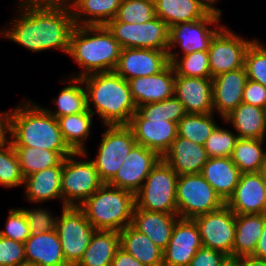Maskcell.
<instances>
[{"label": "cell", "instance_id": "55", "mask_svg": "<svg viewBox=\"0 0 266 266\" xmlns=\"http://www.w3.org/2000/svg\"><path fill=\"white\" fill-rule=\"evenodd\" d=\"M207 8L210 12H215L218 14H222V10L217 8L215 4H217V2H219V0H200Z\"/></svg>", "mask_w": 266, "mask_h": 266}, {"label": "cell", "instance_id": "32", "mask_svg": "<svg viewBox=\"0 0 266 266\" xmlns=\"http://www.w3.org/2000/svg\"><path fill=\"white\" fill-rule=\"evenodd\" d=\"M155 15L169 27L206 17L210 11L200 0H154Z\"/></svg>", "mask_w": 266, "mask_h": 266}, {"label": "cell", "instance_id": "2", "mask_svg": "<svg viewBox=\"0 0 266 266\" xmlns=\"http://www.w3.org/2000/svg\"><path fill=\"white\" fill-rule=\"evenodd\" d=\"M87 94V108L104 126L129 125L137 107L128 81L112 72L93 73L81 78Z\"/></svg>", "mask_w": 266, "mask_h": 266}, {"label": "cell", "instance_id": "59", "mask_svg": "<svg viewBox=\"0 0 266 266\" xmlns=\"http://www.w3.org/2000/svg\"><path fill=\"white\" fill-rule=\"evenodd\" d=\"M264 118H265V127H266V107L264 108Z\"/></svg>", "mask_w": 266, "mask_h": 266}, {"label": "cell", "instance_id": "37", "mask_svg": "<svg viewBox=\"0 0 266 266\" xmlns=\"http://www.w3.org/2000/svg\"><path fill=\"white\" fill-rule=\"evenodd\" d=\"M263 143L264 139L238 138L230 158L242 173L258 172L266 156Z\"/></svg>", "mask_w": 266, "mask_h": 266}, {"label": "cell", "instance_id": "45", "mask_svg": "<svg viewBox=\"0 0 266 266\" xmlns=\"http://www.w3.org/2000/svg\"><path fill=\"white\" fill-rule=\"evenodd\" d=\"M26 215L31 234L45 233L55 230L56 216L49 209L42 207L28 209L21 208Z\"/></svg>", "mask_w": 266, "mask_h": 266}, {"label": "cell", "instance_id": "1", "mask_svg": "<svg viewBox=\"0 0 266 266\" xmlns=\"http://www.w3.org/2000/svg\"><path fill=\"white\" fill-rule=\"evenodd\" d=\"M18 5V12L1 37L32 52L56 49L68 55L70 37L75 28L69 6L45 5L28 1Z\"/></svg>", "mask_w": 266, "mask_h": 266}, {"label": "cell", "instance_id": "14", "mask_svg": "<svg viewBox=\"0 0 266 266\" xmlns=\"http://www.w3.org/2000/svg\"><path fill=\"white\" fill-rule=\"evenodd\" d=\"M226 26L216 33L208 49L212 78L244 67L246 50L255 40L245 39Z\"/></svg>", "mask_w": 266, "mask_h": 266}, {"label": "cell", "instance_id": "53", "mask_svg": "<svg viewBox=\"0 0 266 266\" xmlns=\"http://www.w3.org/2000/svg\"><path fill=\"white\" fill-rule=\"evenodd\" d=\"M220 266H241V257L234 255H226Z\"/></svg>", "mask_w": 266, "mask_h": 266}, {"label": "cell", "instance_id": "5", "mask_svg": "<svg viewBox=\"0 0 266 266\" xmlns=\"http://www.w3.org/2000/svg\"><path fill=\"white\" fill-rule=\"evenodd\" d=\"M10 141L13 147L72 151L62 138L57 119L30 99L12 109Z\"/></svg>", "mask_w": 266, "mask_h": 266}, {"label": "cell", "instance_id": "50", "mask_svg": "<svg viewBox=\"0 0 266 266\" xmlns=\"http://www.w3.org/2000/svg\"><path fill=\"white\" fill-rule=\"evenodd\" d=\"M111 266H144L123 248H119L111 262Z\"/></svg>", "mask_w": 266, "mask_h": 266}, {"label": "cell", "instance_id": "28", "mask_svg": "<svg viewBox=\"0 0 266 266\" xmlns=\"http://www.w3.org/2000/svg\"><path fill=\"white\" fill-rule=\"evenodd\" d=\"M122 0H74L70 5L75 26L106 25L115 19Z\"/></svg>", "mask_w": 266, "mask_h": 266}, {"label": "cell", "instance_id": "12", "mask_svg": "<svg viewBox=\"0 0 266 266\" xmlns=\"http://www.w3.org/2000/svg\"><path fill=\"white\" fill-rule=\"evenodd\" d=\"M55 230L59 236L64 259L76 266L83 257L91 237L96 231L84 212L75 206H66L56 218Z\"/></svg>", "mask_w": 266, "mask_h": 266}, {"label": "cell", "instance_id": "11", "mask_svg": "<svg viewBox=\"0 0 266 266\" xmlns=\"http://www.w3.org/2000/svg\"><path fill=\"white\" fill-rule=\"evenodd\" d=\"M96 158L91 159L103 183H109L137 144L128 125L104 126Z\"/></svg>", "mask_w": 266, "mask_h": 266}, {"label": "cell", "instance_id": "27", "mask_svg": "<svg viewBox=\"0 0 266 266\" xmlns=\"http://www.w3.org/2000/svg\"><path fill=\"white\" fill-rule=\"evenodd\" d=\"M226 203L234 193L242 172L230 157L209 158L200 173Z\"/></svg>", "mask_w": 266, "mask_h": 266}, {"label": "cell", "instance_id": "40", "mask_svg": "<svg viewBox=\"0 0 266 266\" xmlns=\"http://www.w3.org/2000/svg\"><path fill=\"white\" fill-rule=\"evenodd\" d=\"M171 65L175 70V75L196 78H212L208 51H196L188 55L176 57Z\"/></svg>", "mask_w": 266, "mask_h": 266}, {"label": "cell", "instance_id": "9", "mask_svg": "<svg viewBox=\"0 0 266 266\" xmlns=\"http://www.w3.org/2000/svg\"><path fill=\"white\" fill-rule=\"evenodd\" d=\"M220 21L221 14L210 12L199 20L178 23L169 27V63L181 55H188L196 51H208L212 39L224 26ZM175 46L182 49L179 51L181 53L174 50Z\"/></svg>", "mask_w": 266, "mask_h": 266}, {"label": "cell", "instance_id": "35", "mask_svg": "<svg viewBox=\"0 0 266 266\" xmlns=\"http://www.w3.org/2000/svg\"><path fill=\"white\" fill-rule=\"evenodd\" d=\"M93 114L86 112L65 115L57 119L62 138L73 152H84L87 148L85 141L91 133Z\"/></svg>", "mask_w": 266, "mask_h": 266}, {"label": "cell", "instance_id": "47", "mask_svg": "<svg viewBox=\"0 0 266 266\" xmlns=\"http://www.w3.org/2000/svg\"><path fill=\"white\" fill-rule=\"evenodd\" d=\"M242 102L264 109L266 107V87L248 79L243 91Z\"/></svg>", "mask_w": 266, "mask_h": 266}, {"label": "cell", "instance_id": "36", "mask_svg": "<svg viewBox=\"0 0 266 266\" xmlns=\"http://www.w3.org/2000/svg\"><path fill=\"white\" fill-rule=\"evenodd\" d=\"M24 177L57 166L73 151H52L41 148L14 147Z\"/></svg>", "mask_w": 266, "mask_h": 266}, {"label": "cell", "instance_id": "48", "mask_svg": "<svg viewBox=\"0 0 266 266\" xmlns=\"http://www.w3.org/2000/svg\"><path fill=\"white\" fill-rule=\"evenodd\" d=\"M226 255L207 247H200L188 266H220Z\"/></svg>", "mask_w": 266, "mask_h": 266}, {"label": "cell", "instance_id": "46", "mask_svg": "<svg viewBox=\"0 0 266 266\" xmlns=\"http://www.w3.org/2000/svg\"><path fill=\"white\" fill-rule=\"evenodd\" d=\"M25 262L24 243L0 236V266H22Z\"/></svg>", "mask_w": 266, "mask_h": 266}, {"label": "cell", "instance_id": "57", "mask_svg": "<svg viewBox=\"0 0 266 266\" xmlns=\"http://www.w3.org/2000/svg\"><path fill=\"white\" fill-rule=\"evenodd\" d=\"M22 266H41V265L34 264V263H29V262H25Z\"/></svg>", "mask_w": 266, "mask_h": 266}, {"label": "cell", "instance_id": "10", "mask_svg": "<svg viewBox=\"0 0 266 266\" xmlns=\"http://www.w3.org/2000/svg\"><path fill=\"white\" fill-rule=\"evenodd\" d=\"M176 203L178 216L183 219H194L225 205L200 173L178 176Z\"/></svg>", "mask_w": 266, "mask_h": 266}, {"label": "cell", "instance_id": "39", "mask_svg": "<svg viewBox=\"0 0 266 266\" xmlns=\"http://www.w3.org/2000/svg\"><path fill=\"white\" fill-rule=\"evenodd\" d=\"M24 176L19 159L11 143L0 147V186L15 188L23 186Z\"/></svg>", "mask_w": 266, "mask_h": 266}, {"label": "cell", "instance_id": "43", "mask_svg": "<svg viewBox=\"0 0 266 266\" xmlns=\"http://www.w3.org/2000/svg\"><path fill=\"white\" fill-rule=\"evenodd\" d=\"M244 68L248 79L266 87V50L256 40L246 50Z\"/></svg>", "mask_w": 266, "mask_h": 266}, {"label": "cell", "instance_id": "18", "mask_svg": "<svg viewBox=\"0 0 266 266\" xmlns=\"http://www.w3.org/2000/svg\"><path fill=\"white\" fill-rule=\"evenodd\" d=\"M169 64L168 50L122 48L114 72L126 81L161 72Z\"/></svg>", "mask_w": 266, "mask_h": 266}, {"label": "cell", "instance_id": "31", "mask_svg": "<svg viewBox=\"0 0 266 266\" xmlns=\"http://www.w3.org/2000/svg\"><path fill=\"white\" fill-rule=\"evenodd\" d=\"M120 247L144 266H163V250L131 224L120 231Z\"/></svg>", "mask_w": 266, "mask_h": 266}, {"label": "cell", "instance_id": "4", "mask_svg": "<svg viewBox=\"0 0 266 266\" xmlns=\"http://www.w3.org/2000/svg\"><path fill=\"white\" fill-rule=\"evenodd\" d=\"M122 47L105 25L75 26L68 56L81 68L69 75L82 78L93 73L114 71Z\"/></svg>", "mask_w": 266, "mask_h": 266}, {"label": "cell", "instance_id": "29", "mask_svg": "<svg viewBox=\"0 0 266 266\" xmlns=\"http://www.w3.org/2000/svg\"><path fill=\"white\" fill-rule=\"evenodd\" d=\"M224 123L231 124L238 138L266 139L264 109L242 102L227 117Z\"/></svg>", "mask_w": 266, "mask_h": 266}, {"label": "cell", "instance_id": "7", "mask_svg": "<svg viewBox=\"0 0 266 266\" xmlns=\"http://www.w3.org/2000/svg\"><path fill=\"white\" fill-rule=\"evenodd\" d=\"M178 174L161 158L135 193V208L151 212L177 213Z\"/></svg>", "mask_w": 266, "mask_h": 266}, {"label": "cell", "instance_id": "17", "mask_svg": "<svg viewBox=\"0 0 266 266\" xmlns=\"http://www.w3.org/2000/svg\"><path fill=\"white\" fill-rule=\"evenodd\" d=\"M161 158L156 151L136 144L108 184L135 194Z\"/></svg>", "mask_w": 266, "mask_h": 266}, {"label": "cell", "instance_id": "23", "mask_svg": "<svg viewBox=\"0 0 266 266\" xmlns=\"http://www.w3.org/2000/svg\"><path fill=\"white\" fill-rule=\"evenodd\" d=\"M180 175L199 174L209 157L204 146L177 136L162 157Z\"/></svg>", "mask_w": 266, "mask_h": 266}, {"label": "cell", "instance_id": "20", "mask_svg": "<svg viewBox=\"0 0 266 266\" xmlns=\"http://www.w3.org/2000/svg\"><path fill=\"white\" fill-rule=\"evenodd\" d=\"M175 70L169 63L161 72L151 76L135 77L128 80L132 99L141 105L160 102L174 96Z\"/></svg>", "mask_w": 266, "mask_h": 266}, {"label": "cell", "instance_id": "54", "mask_svg": "<svg viewBox=\"0 0 266 266\" xmlns=\"http://www.w3.org/2000/svg\"><path fill=\"white\" fill-rule=\"evenodd\" d=\"M38 4L69 6L74 0H31Z\"/></svg>", "mask_w": 266, "mask_h": 266}, {"label": "cell", "instance_id": "6", "mask_svg": "<svg viewBox=\"0 0 266 266\" xmlns=\"http://www.w3.org/2000/svg\"><path fill=\"white\" fill-rule=\"evenodd\" d=\"M78 207L95 230L120 232L132 223L135 194L104 183Z\"/></svg>", "mask_w": 266, "mask_h": 266}, {"label": "cell", "instance_id": "56", "mask_svg": "<svg viewBox=\"0 0 266 266\" xmlns=\"http://www.w3.org/2000/svg\"><path fill=\"white\" fill-rule=\"evenodd\" d=\"M257 173L260 175L261 179L266 184V156H265L264 162L260 166V168H259Z\"/></svg>", "mask_w": 266, "mask_h": 266}, {"label": "cell", "instance_id": "8", "mask_svg": "<svg viewBox=\"0 0 266 266\" xmlns=\"http://www.w3.org/2000/svg\"><path fill=\"white\" fill-rule=\"evenodd\" d=\"M75 157L77 159L88 157V151L72 152L63 159L61 175L63 207L80 206L104 184L91 159L77 160Z\"/></svg>", "mask_w": 266, "mask_h": 266}, {"label": "cell", "instance_id": "22", "mask_svg": "<svg viewBox=\"0 0 266 266\" xmlns=\"http://www.w3.org/2000/svg\"><path fill=\"white\" fill-rule=\"evenodd\" d=\"M174 95L186 113H213L212 78L175 76Z\"/></svg>", "mask_w": 266, "mask_h": 266}, {"label": "cell", "instance_id": "21", "mask_svg": "<svg viewBox=\"0 0 266 266\" xmlns=\"http://www.w3.org/2000/svg\"><path fill=\"white\" fill-rule=\"evenodd\" d=\"M225 204L235 214H265L266 184L257 172L242 173L234 193Z\"/></svg>", "mask_w": 266, "mask_h": 266}, {"label": "cell", "instance_id": "51", "mask_svg": "<svg viewBox=\"0 0 266 266\" xmlns=\"http://www.w3.org/2000/svg\"><path fill=\"white\" fill-rule=\"evenodd\" d=\"M252 257L266 260V223L264 225L261 237L259 238L257 245L255 247V252Z\"/></svg>", "mask_w": 266, "mask_h": 266}, {"label": "cell", "instance_id": "3", "mask_svg": "<svg viewBox=\"0 0 266 266\" xmlns=\"http://www.w3.org/2000/svg\"><path fill=\"white\" fill-rule=\"evenodd\" d=\"M186 114L183 104L174 95L137 107L128 126L138 145L154 150L163 157L177 138V124Z\"/></svg>", "mask_w": 266, "mask_h": 266}, {"label": "cell", "instance_id": "34", "mask_svg": "<svg viewBox=\"0 0 266 266\" xmlns=\"http://www.w3.org/2000/svg\"><path fill=\"white\" fill-rule=\"evenodd\" d=\"M60 83L69 84L60 90L58 97L53 99L56 110L44 108L55 118L86 112L87 94L81 78L70 77L68 80H60Z\"/></svg>", "mask_w": 266, "mask_h": 266}, {"label": "cell", "instance_id": "19", "mask_svg": "<svg viewBox=\"0 0 266 266\" xmlns=\"http://www.w3.org/2000/svg\"><path fill=\"white\" fill-rule=\"evenodd\" d=\"M247 80L244 67L212 78L213 113L222 121L242 103Z\"/></svg>", "mask_w": 266, "mask_h": 266}, {"label": "cell", "instance_id": "41", "mask_svg": "<svg viewBox=\"0 0 266 266\" xmlns=\"http://www.w3.org/2000/svg\"><path fill=\"white\" fill-rule=\"evenodd\" d=\"M154 0H122L116 19L124 23H145L155 18Z\"/></svg>", "mask_w": 266, "mask_h": 266}, {"label": "cell", "instance_id": "33", "mask_svg": "<svg viewBox=\"0 0 266 266\" xmlns=\"http://www.w3.org/2000/svg\"><path fill=\"white\" fill-rule=\"evenodd\" d=\"M119 248V231L96 230L76 266H111Z\"/></svg>", "mask_w": 266, "mask_h": 266}, {"label": "cell", "instance_id": "16", "mask_svg": "<svg viewBox=\"0 0 266 266\" xmlns=\"http://www.w3.org/2000/svg\"><path fill=\"white\" fill-rule=\"evenodd\" d=\"M202 246L195 220L179 218L173 227L170 241L163 250V266H188Z\"/></svg>", "mask_w": 266, "mask_h": 266}, {"label": "cell", "instance_id": "49", "mask_svg": "<svg viewBox=\"0 0 266 266\" xmlns=\"http://www.w3.org/2000/svg\"><path fill=\"white\" fill-rule=\"evenodd\" d=\"M12 109L0 112V147L10 142Z\"/></svg>", "mask_w": 266, "mask_h": 266}, {"label": "cell", "instance_id": "58", "mask_svg": "<svg viewBox=\"0 0 266 266\" xmlns=\"http://www.w3.org/2000/svg\"><path fill=\"white\" fill-rule=\"evenodd\" d=\"M265 50H266V46L262 44L261 41H259L258 39H255Z\"/></svg>", "mask_w": 266, "mask_h": 266}, {"label": "cell", "instance_id": "13", "mask_svg": "<svg viewBox=\"0 0 266 266\" xmlns=\"http://www.w3.org/2000/svg\"><path fill=\"white\" fill-rule=\"evenodd\" d=\"M122 48L168 50L169 26L159 17L145 23H124L116 18L106 25Z\"/></svg>", "mask_w": 266, "mask_h": 266}, {"label": "cell", "instance_id": "44", "mask_svg": "<svg viewBox=\"0 0 266 266\" xmlns=\"http://www.w3.org/2000/svg\"><path fill=\"white\" fill-rule=\"evenodd\" d=\"M30 235V228L23 210L21 208L9 209L5 228L0 230V236L25 243Z\"/></svg>", "mask_w": 266, "mask_h": 266}, {"label": "cell", "instance_id": "15", "mask_svg": "<svg viewBox=\"0 0 266 266\" xmlns=\"http://www.w3.org/2000/svg\"><path fill=\"white\" fill-rule=\"evenodd\" d=\"M202 245L232 255L236 214L225 204L222 208L194 218Z\"/></svg>", "mask_w": 266, "mask_h": 266}, {"label": "cell", "instance_id": "60", "mask_svg": "<svg viewBox=\"0 0 266 266\" xmlns=\"http://www.w3.org/2000/svg\"><path fill=\"white\" fill-rule=\"evenodd\" d=\"M28 1H31V0H20L19 4H22V3H25V2H28Z\"/></svg>", "mask_w": 266, "mask_h": 266}, {"label": "cell", "instance_id": "38", "mask_svg": "<svg viewBox=\"0 0 266 266\" xmlns=\"http://www.w3.org/2000/svg\"><path fill=\"white\" fill-rule=\"evenodd\" d=\"M214 119V113H187L177 124L178 136L204 146L206 140L218 126Z\"/></svg>", "mask_w": 266, "mask_h": 266}, {"label": "cell", "instance_id": "25", "mask_svg": "<svg viewBox=\"0 0 266 266\" xmlns=\"http://www.w3.org/2000/svg\"><path fill=\"white\" fill-rule=\"evenodd\" d=\"M178 214L151 212L134 208L131 225L164 250L171 238Z\"/></svg>", "mask_w": 266, "mask_h": 266}, {"label": "cell", "instance_id": "26", "mask_svg": "<svg viewBox=\"0 0 266 266\" xmlns=\"http://www.w3.org/2000/svg\"><path fill=\"white\" fill-rule=\"evenodd\" d=\"M26 262L41 266H69L56 230L31 234L24 243Z\"/></svg>", "mask_w": 266, "mask_h": 266}, {"label": "cell", "instance_id": "30", "mask_svg": "<svg viewBox=\"0 0 266 266\" xmlns=\"http://www.w3.org/2000/svg\"><path fill=\"white\" fill-rule=\"evenodd\" d=\"M265 223L266 213L236 214L232 255L240 257L252 256Z\"/></svg>", "mask_w": 266, "mask_h": 266}, {"label": "cell", "instance_id": "42", "mask_svg": "<svg viewBox=\"0 0 266 266\" xmlns=\"http://www.w3.org/2000/svg\"><path fill=\"white\" fill-rule=\"evenodd\" d=\"M237 140L238 136L236 133L218 125L206 140L204 148L209 158L231 157Z\"/></svg>", "mask_w": 266, "mask_h": 266}, {"label": "cell", "instance_id": "52", "mask_svg": "<svg viewBox=\"0 0 266 266\" xmlns=\"http://www.w3.org/2000/svg\"><path fill=\"white\" fill-rule=\"evenodd\" d=\"M241 266H266V260L257 259L252 256H242Z\"/></svg>", "mask_w": 266, "mask_h": 266}, {"label": "cell", "instance_id": "24", "mask_svg": "<svg viewBox=\"0 0 266 266\" xmlns=\"http://www.w3.org/2000/svg\"><path fill=\"white\" fill-rule=\"evenodd\" d=\"M63 160L57 165L33 173L24 178V197L31 203H43L50 200L63 201L61 196V175Z\"/></svg>", "mask_w": 266, "mask_h": 266}]
</instances>
